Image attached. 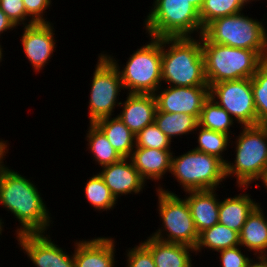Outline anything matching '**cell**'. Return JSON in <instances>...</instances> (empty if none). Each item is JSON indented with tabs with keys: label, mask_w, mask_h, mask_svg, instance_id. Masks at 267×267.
Segmentation results:
<instances>
[{
	"label": "cell",
	"mask_w": 267,
	"mask_h": 267,
	"mask_svg": "<svg viewBox=\"0 0 267 267\" xmlns=\"http://www.w3.org/2000/svg\"><path fill=\"white\" fill-rule=\"evenodd\" d=\"M155 124L172 141L173 138L194 134L199 121L195 116L184 113L156 111Z\"/></svg>",
	"instance_id": "d4e9b609"
},
{
	"label": "cell",
	"mask_w": 267,
	"mask_h": 267,
	"mask_svg": "<svg viewBox=\"0 0 267 267\" xmlns=\"http://www.w3.org/2000/svg\"><path fill=\"white\" fill-rule=\"evenodd\" d=\"M14 238L35 267H74V252L70 255L55 244L49 233H27Z\"/></svg>",
	"instance_id": "7c38bea8"
},
{
	"label": "cell",
	"mask_w": 267,
	"mask_h": 267,
	"mask_svg": "<svg viewBox=\"0 0 267 267\" xmlns=\"http://www.w3.org/2000/svg\"><path fill=\"white\" fill-rule=\"evenodd\" d=\"M205 0H189V2L198 10L202 8Z\"/></svg>",
	"instance_id": "ab89813d"
},
{
	"label": "cell",
	"mask_w": 267,
	"mask_h": 267,
	"mask_svg": "<svg viewBox=\"0 0 267 267\" xmlns=\"http://www.w3.org/2000/svg\"><path fill=\"white\" fill-rule=\"evenodd\" d=\"M161 79L168 86H209L201 36L162 38Z\"/></svg>",
	"instance_id": "7a4b0ae2"
},
{
	"label": "cell",
	"mask_w": 267,
	"mask_h": 267,
	"mask_svg": "<svg viewBox=\"0 0 267 267\" xmlns=\"http://www.w3.org/2000/svg\"><path fill=\"white\" fill-rule=\"evenodd\" d=\"M256 259V260H254ZM247 267H267V262L264 257H252V260L248 263Z\"/></svg>",
	"instance_id": "f35d334b"
},
{
	"label": "cell",
	"mask_w": 267,
	"mask_h": 267,
	"mask_svg": "<svg viewBox=\"0 0 267 267\" xmlns=\"http://www.w3.org/2000/svg\"><path fill=\"white\" fill-rule=\"evenodd\" d=\"M210 97L228 112L240 126L257 125L251 78L212 84Z\"/></svg>",
	"instance_id": "8fae6325"
},
{
	"label": "cell",
	"mask_w": 267,
	"mask_h": 267,
	"mask_svg": "<svg viewBox=\"0 0 267 267\" xmlns=\"http://www.w3.org/2000/svg\"><path fill=\"white\" fill-rule=\"evenodd\" d=\"M251 194L246 191L233 197L224 198L220 201L218 219L219 223L226 227L241 232L246 219L259 205Z\"/></svg>",
	"instance_id": "7402d4cb"
},
{
	"label": "cell",
	"mask_w": 267,
	"mask_h": 267,
	"mask_svg": "<svg viewBox=\"0 0 267 267\" xmlns=\"http://www.w3.org/2000/svg\"><path fill=\"white\" fill-rule=\"evenodd\" d=\"M126 267H156L151 252L140 242L126 250Z\"/></svg>",
	"instance_id": "836d02e7"
},
{
	"label": "cell",
	"mask_w": 267,
	"mask_h": 267,
	"mask_svg": "<svg viewBox=\"0 0 267 267\" xmlns=\"http://www.w3.org/2000/svg\"><path fill=\"white\" fill-rule=\"evenodd\" d=\"M149 40L133 51L123 67L115 56L102 52L117 68L127 93L154 94L162 85V38Z\"/></svg>",
	"instance_id": "5b68a950"
},
{
	"label": "cell",
	"mask_w": 267,
	"mask_h": 267,
	"mask_svg": "<svg viewBox=\"0 0 267 267\" xmlns=\"http://www.w3.org/2000/svg\"><path fill=\"white\" fill-rule=\"evenodd\" d=\"M84 184L83 191L85 192L87 203L91 204V207H94L93 209L95 211H101L102 213L110 209L113 210L118 201L109 190V187L104 183L99 173L93 174Z\"/></svg>",
	"instance_id": "f1b7e54d"
},
{
	"label": "cell",
	"mask_w": 267,
	"mask_h": 267,
	"mask_svg": "<svg viewBox=\"0 0 267 267\" xmlns=\"http://www.w3.org/2000/svg\"><path fill=\"white\" fill-rule=\"evenodd\" d=\"M21 36L23 52L32 65L33 72H41L56 50V37L53 23H34L22 26ZM53 54V55H52Z\"/></svg>",
	"instance_id": "5bb4252c"
},
{
	"label": "cell",
	"mask_w": 267,
	"mask_h": 267,
	"mask_svg": "<svg viewBox=\"0 0 267 267\" xmlns=\"http://www.w3.org/2000/svg\"><path fill=\"white\" fill-rule=\"evenodd\" d=\"M267 216L261 203L251 212L239 233L243 251L252 252L255 257L267 255Z\"/></svg>",
	"instance_id": "44dd1931"
},
{
	"label": "cell",
	"mask_w": 267,
	"mask_h": 267,
	"mask_svg": "<svg viewBox=\"0 0 267 267\" xmlns=\"http://www.w3.org/2000/svg\"><path fill=\"white\" fill-rule=\"evenodd\" d=\"M201 45L209 87L222 81L252 78L265 61L254 50L212 43L203 34Z\"/></svg>",
	"instance_id": "277c9868"
},
{
	"label": "cell",
	"mask_w": 267,
	"mask_h": 267,
	"mask_svg": "<svg viewBox=\"0 0 267 267\" xmlns=\"http://www.w3.org/2000/svg\"><path fill=\"white\" fill-rule=\"evenodd\" d=\"M254 105L257 112V125L267 122V60L251 78Z\"/></svg>",
	"instance_id": "4dcf8cb0"
},
{
	"label": "cell",
	"mask_w": 267,
	"mask_h": 267,
	"mask_svg": "<svg viewBox=\"0 0 267 267\" xmlns=\"http://www.w3.org/2000/svg\"><path fill=\"white\" fill-rule=\"evenodd\" d=\"M4 222L2 220V218L0 217V236L2 235V232L4 231Z\"/></svg>",
	"instance_id": "ee69618b"
},
{
	"label": "cell",
	"mask_w": 267,
	"mask_h": 267,
	"mask_svg": "<svg viewBox=\"0 0 267 267\" xmlns=\"http://www.w3.org/2000/svg\"><path fill=\"white\" fill-rule=\"evenodd\" d=\"M263 257L265 258V260H266V262H267V255H264Z\"/></svg>",
	"instance_id": "f6af8a7d"
},
{
	"label": "cell",
	"mask_w": 267,
	"mask_h": 267,
	"mask_svg": "<svg viewBox=\"0 0 267 267\" xmlns=\"http://www.w3.org/2000/svg\"><path fill=\"white\" fill-rule=\"evenodd\" d=\"M14 28L16 29L17 27L0 8V39L3 38L1 34L4 33L5 36L6 31L14 30Z\"/></svg>",
	"instance_id": "8d00e7d4"
},
{
	"label": "cell",
	"mask_w": 267,
	"mask_h": 267,
	"mask_svg": "<svg viewBox=\"0 0 267 267\" xmlns=\"http://www.w3.org/2000/svg\"><path fill=\"white\" fill-rule=\"evenodd\" d=\"M0 8L16 27L21 25L28 26L35 23L26 14L22 0H0Z\"/></svg>",
	"instance_id": "d6a6232c"
},
{
	"label": "cell",
	"mask_w": 267,
	"mask_h": 267,
	"mask_svg": "<svg viewBox=\"0 0 267 267\" xmlns=\"http://www.w3.org/2000/svg\"><path fill=\"white\" fill-rule=\"evenodd\" d=\"M9 168L6 166L0 173V204L19 222L16 236L47 233L54 221L36 183Z\"/></svg>",
	"instance_id": "6da1fadb"
},
{
	"label": "cell",
	"mask_w": 267,
	"mask_h": 267,
	"mask_svg": "<svg viewBox=\"0 0 267 267\" xmlns=\"http://www.w3.org/2000/svg\"><path fill=\"white\" fill-rule=\"evenodd\" d=\"M144 20L148 37H196L203 34L199 11L189 0H154Z\"/></svg>",
	"instance_id": "8992f818"
},
{
	"label": "cell",
	"mask_w": 267,
	"mask_h": 267,
	"mask_svg": "<svg viewBox=\"0 0 267 267\" xmlns=\"http://www.w3.org/2000/svg\"><path fill=\"white\" fill-rule=\"evenodd\" d=\"M121 102L117 116L136 135L147 125L154 123L157 104L154 94L127 93Z\"/></svg>",
	"instance_id": "e0dca14e"
},
{
	"label": "cell",
	"mask_w": 267,
	"mask_h": 267,
	"mask_svg": "<svg viewBox=\"0 0 267 267\" xmlns=\"http://www.w3.org/2000/svg\"><path fill=\"white\" fill-rule=\"evenodd\" d=\"M173 150H159L135 147L130 159L141 178L158 183L163 176L170 173Z\"/></svg>",
	"instance_id": "d6986e66"
},
{
	"label": "cell",
	"mask_w": 267,
	"mask_h": 267,
	"mask_svg": "<svg viewBox=\"0 0 267 267\" xmlns=\"http://www.w3.org/2000/svg\"><path fill=\"white\" fill-rule=\"evenodd\" d=\"M88 102L89 124L113 116L120 107L121 90L125 91L115 65L101 52L91 80Z\"/></svg>",
	"instance_id": "30bf717a"
},
{
	"label": "cell",
	"mask_w": 267,
	"mask_h": 267,
	"mask_svg": "<svg viewBox=\"0 0 267 267\" xmlns=\"http://www.w3.org/2000/svg\"><path fill=\"white\" fill-rule=\"evenodd\" d=\"M240 245L239 232L220 223L202 231L195 247V256L206 248L212 252H218L227 248Z\"/></svg>",
	"instance_id": "cb8c5ba5"
},
{
	"label": "cell",
	"mask_w": 267,
	"mask_h": 267,
	"mask_svg": "<svg viewBox=\"0 0 267 267\" xmlns=\"http://www.w3.org/2000/svg\"><path fill=\"white\" fill-rule=\"evenodd\" d=\"M198 121L199 126L203 128L222 132L230 137H232L231 134H234L230 127L234 128L235 120L211 97L205 101Z\"/></svg>",
	"instance_id": "4316f807"
},
{
	"label": "cell",
	"mask_w": 267,
	"mask_h": 267,
	"mask_svg": "<svg viewBox=\"0 0 267 267\" xmlns=\"http://www.w3.org/2000/svg\"><path fill=\"white\" fill-rule=\"evenodd\" d=\"M262 181L263 183V188L265 187L266 192H267V169L264 171V174L262 176V178L259 180V182Z\"/></svg>",
	"instance_id": "60d3db41"
},
{
	"label": "cell",
	"mask_w": 267,
	"mask_h": 267,
	"mask_svg": "<svg viewBox=\"0 0 267 267\" xmlns=\"http://www.w3.org/2000/svg\"><path fill=\"white\" fill-rule=\"evenodd\" d=\"M253 19L241 12L231 16L220 17L210 22L203 35L212 43L256 51L267 60L266 22Z\"/></svg>",
	"instance_id": "52a82bcc"
},
{
	"label": "cell",
	"mask_w": 267,
	"mask_h": 267,
	"mask_svg": "<svg viewBox=\"0 0 267 267\" xmlns=\"http://www.w3.org/2000/svg\"><path fill=\"white\" fill-rule=\"evenodd\" d=\"M115 241L103 236L74 241V267H115Z\"/></svg>",
	"instance_id": "2e32d148"
},
{
	"label": "cell",
	"mask_w": 267,
	"mask_h": 267,
	"mask_svg": "<svg viewBox=\"0 0 267 267\" xmlns=\"http://www.w3.org/2000/svg\"><path fill=\"white\" fill-rule=\"evenodd\" d=\"M241 132L232 141L234 162L225 163L226 179L236 178L238 189L244 191L252 183L260 187L259 181L267 169V128L264 124L241 126ZM251 184V185H250ZM244 189V190H243Z\"/></svg>",
	"instance_id": "3957f363"
},
{
	"label": "cell",
	"mask_w": 267,
	"mask_h": 267,
	"mask_svg": "<svg viewBox=\"0 0 267 267\" xmlns=\"http://www.w3.org/2000/svg\"><path fill=\"white\" fill-rule=\"evenodd\" d=\"M172 141L154 123L135 135V147L171 150Z\"/></svg>",
	"instance_id": "1f68e13d"
},
{
	"label": "cell",
	"mask_w": 267,
	"mask_h": 267,
	"mask_svg": "<svg viewBox=\"0 0 267 267\" xmlns=\"http://www.w3.org/2000/svg\"><path fill=\"white\" fill-rule=\"evenodd\" d=\"M256 1H259V0H241V2L246 6V8H247V5L249 7V4H252V2L256 3Z\"/></svg>",
	"instance_id": "b9f144b4"
},
{
	"label": "cell",
	"mask_w": 267,
	"mask_h": 267,
	"mask_svg": "<svg viewBox=\"0 0 267 267\" xmlns=\"http://www.w3.org/2000/svg\"><path fill=\"white\" fill-rule=\"evenodd\" d=\"M86 137L88 143H86L93 161L98 164L99 167H105L114 162L119 161L122 157L112 147L107 137L103 132L94 124L90 123L87 129Z\"/></svg>",
	"instance_id": "484cf974"
},
{
	"label": "cell",
	"mask_w": 267,
	"mask_h": 267,
	"mask_svg": "<svg viewBox=\"0 0 267 267\" xmlns=\"http://www.w3.org/2000/svg\"><path fill=\"white\" fill-rule=\"evenodd\" d=\"M154 96L157 111L190 114L199 120L203 105L210 97V87L161 86Z\"/></svg>",
	"instance_id": "4fadbf2b"
},
{
	"label": "cell",
	"mask_w": 267,
	"mask_h": 267,
	"mask_svg": "<svg viewBox=\"0 0 267 267\" xmlns=\"http://www.w3.org/2000/svg\"><path fill=\"white\" fill-rule=\"evenodd\" d=\"M244 9L241 0H205L199 11L202 27L205 28L217 18L244 12Z\"/></svg>",
	"instance_id": "f546056e"
},
{
	"label": "cell",
	"mask_w": 267,
	"mask_h": 267,
	"mask_svg": "<svg viewBox=\"0 0 267 267\" xmlns=\"http://www.w3.org/2000/svg\"><path fill=\"white\" fill-rule=\"evenodd\" d=\"M156 188L157 208L161 227L150 236L165 242L180 243L196 247L199 234L195 229L187 201L181 195L163 188ZM163 228V229H162ZM166 233V234H165Z\"/></svg>",
	"instance_id": "9c48e42d"
},
{
	"label": "cell",
	"mask_w": 267,
	"mask_h": 267,
	"mask_svg": "<svg viewBox=\"0 0 267 267\" xmlns=\"http://www.w3.org/2000/svg\"><path fill=\"white\" fill-rule=\"evenodd\" d=\"M173 154L170 173L184 192L217 189L226 180L225 163L216 156L194 149Z\"/></svg>",
	"instance_id": "ba28073f"
},
{
	"label": "cell",
	"mask_w": 267,
	"mask_h": 267,
	"mask_svg": "<svg viewBox=\"0 0 267 267\" xmlns=\"http://www.w3.org/2000/svg\"><path fill=\"white\" fill-rule=\"evenodd\" d=\"M122 158H130L135 148V135L116 115L102 118L94 123Z\"/></svg>",
	"instance_id": "603a6c76"
},
{
	"label": "cell",
	"mask_w": 267,
	"mask_h": 267,
	"mask_svg": "<svg viewBox=\"0 0 267 267\" xmlns=\"http://www.w3.org/2000/svg\"><path fill=\"white\" fill-rule=\"evenodd\" d=\"M216 191L218 189L184 192L188 194L184 199L187 201L198 234L219 223L220 198Z\"/></svg>",
	"instance_id": "ac0fdd59"
},
{
	"label": "cell",
	"mask_w": 267,
	"mask_h": 267,
	"mask_svg": "<svg viewBox=\"0 0 267 267\" xmlns=\"http://www.w3.org/2000/svg\"><path fill=\"white\" fill-rule=\"evenodd\" d=\"M8 140H3L0 139V173L1 171L7 166L6 164H4V160H5V156H7L6 154L9 153V142H7Z\"/></svg>",
	"instance_id": "74e56055"
},
{
	"label": "cell",
	"mask_w": 267,
	"mask_h": 267,
	"mask_svg": "<svg viewBox=\"0 0 267 267\" xmlns=\"http://www.w3.org/2000/svg\"><path fill=\"white\" fill-rule=\"evenodd\" d=\"M195 132L198 134L196 137L198 146L193 148L194 150L216 156L224 163L229 161L224 157V151L229 150L228 148L230 147L231 137L229 135L206 129L199 125Z\"/></svg>",
	"instance_id": "83f0119b"
},
{
	"label": "cell",
	"mask_w": 267,
	"mask_h": 267,
	"mask_svg": "<svg viewBox=\"0 0 267 267\" xmlns=\"http://www.w3.org/2000/svg\"><path fill=\"white\" fill-rule=\"evenodd\" d=\"M241 245L218 251L217 256L221 262V267H247L252 260L248 255L243 253ZM242 251V252H241Z\"/></svg>",
	"instance_id": "e575fe53"
},
{
	"label": "cell",
	"mask_w": 267,
	"mask_h": 267,
	"mask_svg": "<svg viewBox=\"0 0 267 267\" xmlns=\"http://www.w3.org/2000/svg\"><path fill=\"white\" fill-rule=\"evenodd\" d=\"M26 9V14L35 22V23H50L47 21V11L52 6L51 0H22Z\"/></svg>",
	"instance_id": "d590c367"
},
{
	"label": "cell",
	"mask_w": 267,
	"mask_h": 267,
	"mask_svg": "<svg viewBox=\"0 0 267 267\" xmlns=\"http://www.w3.org/2000/svg\"><path fill=\"white\" fill-rule=\"evenodd\" d=\"M100 169L99 175L117 201L124 195H139L147 186L130 158H121Z\"/></svg>",
	"instance_id": "9a60e30c"
},
{
	"label": "cell",
	"mask_w": 267,
	"mask_h": 267,
	"mask_svg": "<svg viewBox=\"0 0 267 267\" xmlns=\"http://www.w3.org/2000/svg\"><path fill=\"white\" fill-rule=\"evenodd\" d=\"M141 243L151 252L156 267H191L192 253L195 248L180 244L165 242L152 236L146 237Z\"/></svg>",
	"instance_id": "ffe728a7"
},
{
	"label": "cell",
	"mask_w": 267,
	"mask_h": 267,
	"mask_svg": "<svg viewBox=\"0 0 267 267\" xmlns=\"http://www.w3.org/2000/svg\"><path fill=\"white\" fill-rule=\"evenodd\" d=\"M3 46L1 45V42H0V63L2 62L3 60V57H4V49L2 48Z\"/></svg>",
	"instance_id": "7bdbcfd3"
}]
</instances>
